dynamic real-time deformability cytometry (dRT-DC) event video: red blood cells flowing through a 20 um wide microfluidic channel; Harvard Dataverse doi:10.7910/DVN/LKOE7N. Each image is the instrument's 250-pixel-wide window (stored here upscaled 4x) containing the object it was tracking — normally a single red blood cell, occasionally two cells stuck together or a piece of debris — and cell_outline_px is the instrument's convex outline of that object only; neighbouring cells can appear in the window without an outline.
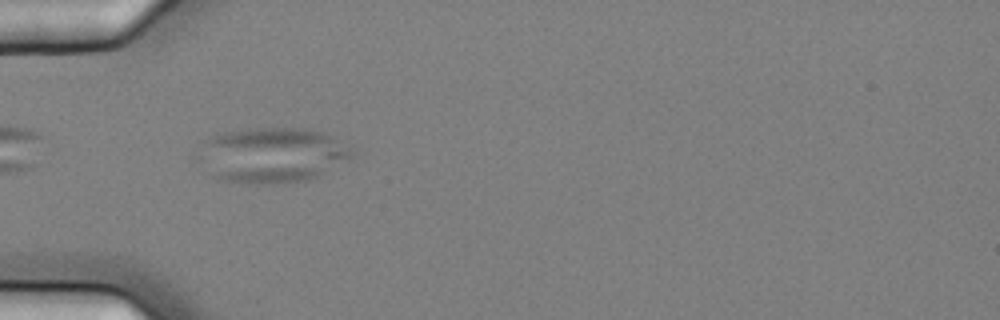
{"species": "common noctule bat (a hibernating species)", "species_latin": "Nyctalus noctula", "temperature_condition": "cold", "stored_images_in_passage": 9, "camera_frame_rate_fps": 3000, "um_per_image_px": 0.085, "animal": {"sex": "female", "body_mass_g": 25.1}, "frame": {"image": 1, "passage_image": 3, "time_ms": 0.667, "image_size_px": [1000, 320], "cell_outline_px": [[352, 152], [348, 156], [324, 172], [308, 180], [292, 184], [244, 184], [216, 180], [192, 156], [204, 140], [220, 132], [248, 128], [308, 128], [324, 132], [348, 148]], "centroid_in_image_um": [22.91, 13.2], "position_along_channel_um": 62.1, "area_um2": 50.05}}
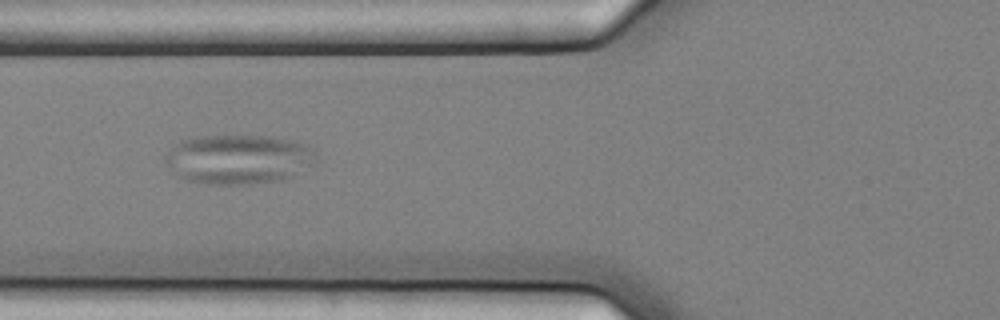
{"frame": {"image": 2, "passage_image": 4, "time_ms": 1.0, "image_size_px": [1000, 320], "cell_outline_px": [[316, 164], [284, 180], [252, 184], [208, 184], [188, 180], [172, 176], [164, 164], [164, 156], [180, 140], [196, 136], [272, 136], [292, 140], [304, 144], [312, 148], [316, 152]], "centroid_in_image_um": [20.24, 13.55], "position_along_channel_um": 105.6, "area_um2": 44.27}}
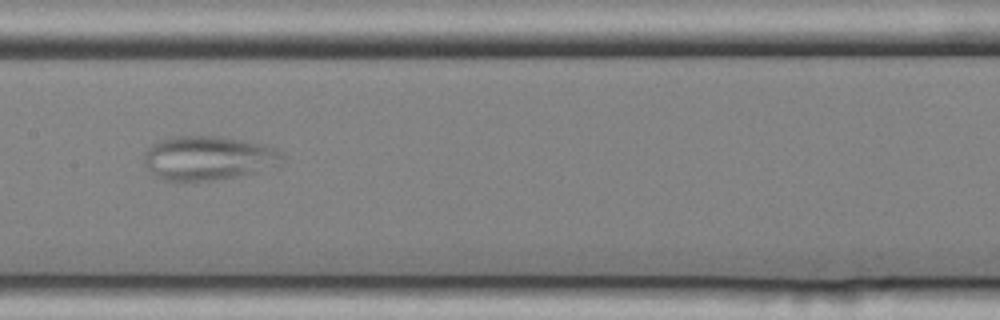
{"frame": {"image": 3, "passage_image": 6, "time_ms": 1.667, "image_size_px": [1000, 320], "cell_outline_px": [[284, 160], [280, 164], [256, 172], [236, 176], [212, 180], [180, 184], [164, 180], [156, 176], [148, 168], [144, 160], [144, 152], [152, 144], [160, 140], [172, 136], [220, 136], [264, 144], [276, 148], [284, 152]], "centroid_in_image_um": [17.7, 13.45], "position_along_channel_um": 189.7, "area_um2": 36.18}}